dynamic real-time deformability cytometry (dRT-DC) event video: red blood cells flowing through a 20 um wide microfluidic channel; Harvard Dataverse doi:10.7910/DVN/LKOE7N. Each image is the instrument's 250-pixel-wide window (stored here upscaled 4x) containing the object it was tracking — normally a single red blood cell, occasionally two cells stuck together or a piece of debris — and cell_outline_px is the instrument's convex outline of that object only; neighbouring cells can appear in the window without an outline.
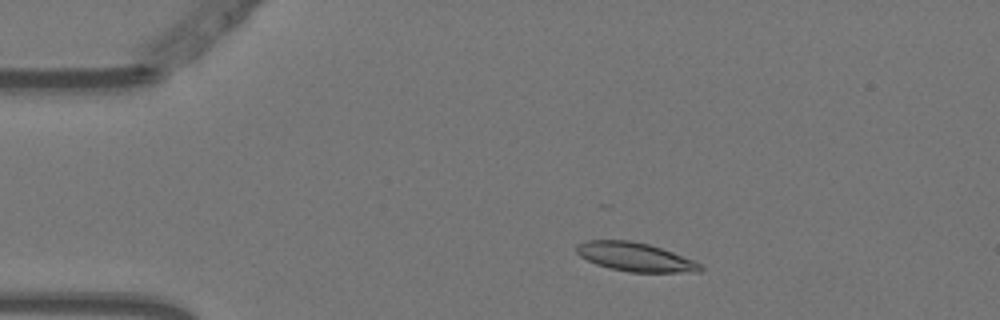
{"species": "Egyptian fruit bat (a non-hibernating species)", "species_latin": "Rousettus aegyptiacus", "temperature_condition": "warm", "stored_images_in_passage": 7, "camera_frame_rate_fps": 3000, "um_per_image_px": 0.085, "animal": {"sex": "female"}, "frame": {"image": 1, "passage_image": 2, "time_ms": 0.333, "image_size_px": [1000, 320], "cell_outline_px": [[704, 268], [700, 272], [628, 272], [608, 268], [596, 264], [580, 256], [576, 252], [576, 244], [584, 240], [632, 240], [648, 244], [672, 252], [692, 260], [700, 264]], "centroid_in_image_um": [53.94, 21.84], "position_along_channel_um": 31.1, "area_um2": 20.75}}
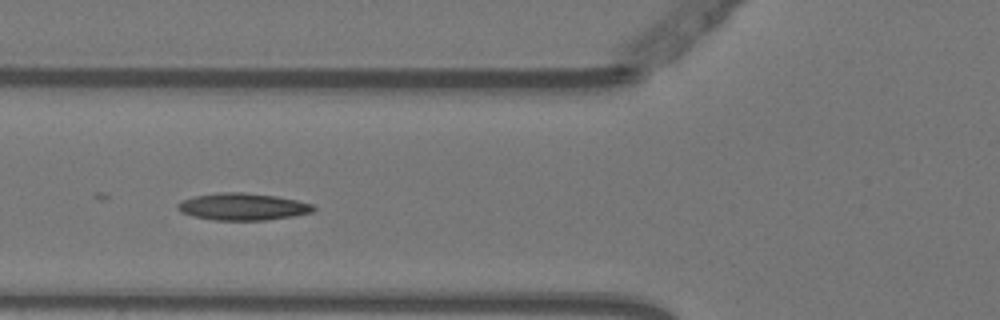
{"frame": {"image": 2, "passage_image": 5, "time_ms": 1.333, "image_size_px": [1000, 320], "cell_outline_px": [[316, 208], [312, 212], [292, 216], [264, 220], [216, 220], [192, 216], [180, 212], [176, 208], [176, 204], [184, 200], [196, 196], [220, 192], [244, 192], [276, 196], [296, 200], [312, 204]], "centroid_in_image_um": [20.61, 17.57], "position_along_channel_um": 105.2, "area_um2": 21.27}}
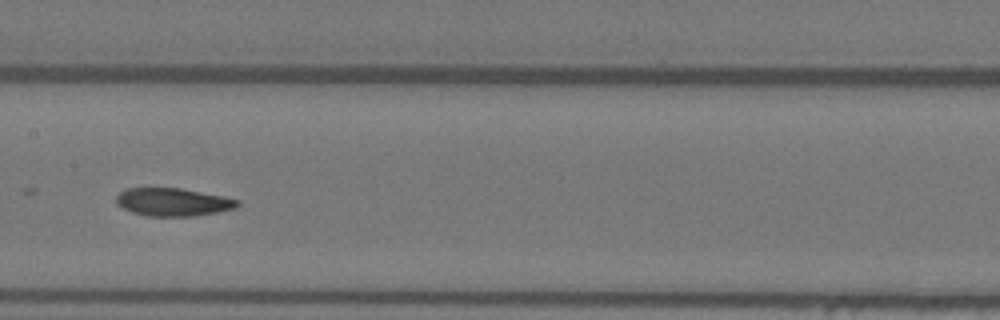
{"frame": {"image": 3, "passage_image": 7, "time_ms": 2.0, "image_size_px": [1000, 320], "cell_outline_px": [[240, 204], [236, 208], [216, 212], [192, 216], [148, 216], [132, 212], [116, 204], [116, 196], [120, 192], [128, 188], [180, 188], [224, 196], [240, 200]], "centroid_in_image_um": [14.72, 17.17], "position_along_channel_um": 192.7, "area_um2": 19.71}}